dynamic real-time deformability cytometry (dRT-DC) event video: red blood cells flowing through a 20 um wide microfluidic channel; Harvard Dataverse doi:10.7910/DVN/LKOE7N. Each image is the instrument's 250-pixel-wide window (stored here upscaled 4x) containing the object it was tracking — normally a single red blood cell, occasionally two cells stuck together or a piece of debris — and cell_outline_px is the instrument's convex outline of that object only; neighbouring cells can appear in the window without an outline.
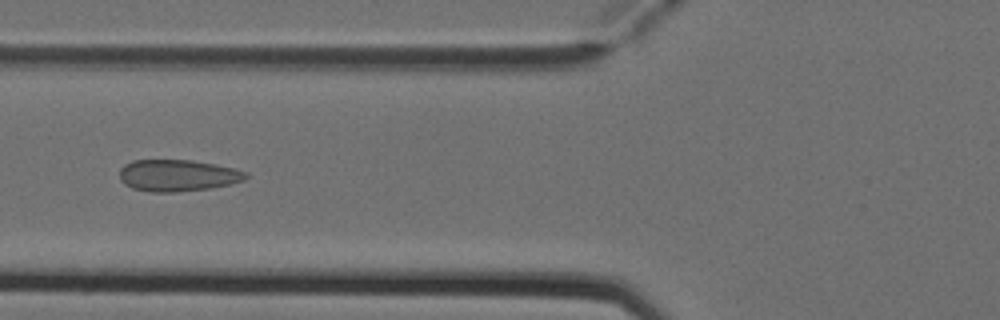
{"species": "Egyptian fruit bat (a non-hibernating species)", "species_latin": "Rousettus aegyptiacus", "temperature_condition": "cold", "stored_images_in_passage": 6, "camera_frame_rate_fps": 3000, "um_per_image_px": 0.085, "animal": {"sex": "female"}, "frame": {"image": 1, "passage_image": 6, "time_ms": 1.667, "image_size_px": [1000, 320], "cell_outline_px": [[248, 176], [244, 180], [212, 188], [176, 192], [148, 192], [132, 188], [124, 184], [120, 180], [120, 168], [124, 164], [132, 160], [192, 160], [216, 164], [248, 172]], "centroid_in_image_um": [15.07, 14.91], "position_along_channel_um": 110.7, "area_um2": 23.47}}